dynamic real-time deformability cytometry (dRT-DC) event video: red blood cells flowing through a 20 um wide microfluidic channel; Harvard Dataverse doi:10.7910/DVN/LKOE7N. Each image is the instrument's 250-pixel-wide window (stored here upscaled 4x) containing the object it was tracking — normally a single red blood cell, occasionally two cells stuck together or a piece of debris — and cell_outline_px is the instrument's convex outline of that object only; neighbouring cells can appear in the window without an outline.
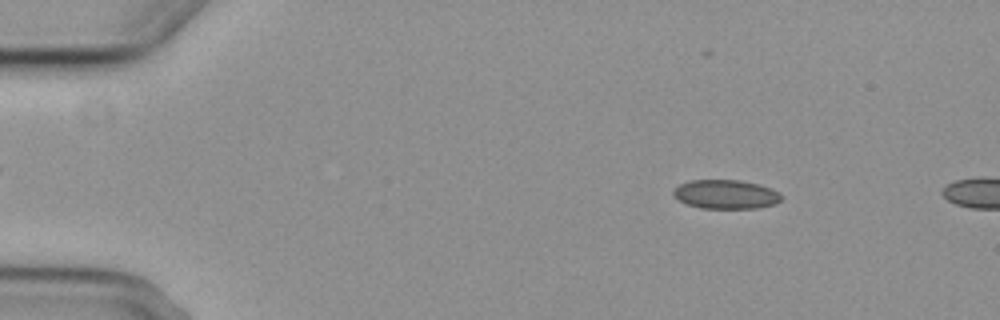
{"species": "common noctule bat (a hibernating species)", "species_latin": "Nyctalus noctula", "temperature_condition": "cold", "stored_images_in_passage": 3, "camera_frame_rate_fps": 3000, "um_per_image_px": 0.085, "animal": {"sex": "female", "body_mass_g": 29.2, "forearm_length_mm": 56.3}, "frame": {"image": 1, "passage_image": 2, "time_ms": 1.0, "image_size_px": [1000, 320], "cell_outline_px": [[780, 200], [776, 204], [756, 208], [700, 208], [688, 204], [680, 200], [672, 192], [680, 184], [688, 180], [740, 180], [760, 184], [780, 192]], "centroid_in_image_um": [61.72, 16.51], "position_along_channel_um": 23.3, "area_um2": 18.15}}